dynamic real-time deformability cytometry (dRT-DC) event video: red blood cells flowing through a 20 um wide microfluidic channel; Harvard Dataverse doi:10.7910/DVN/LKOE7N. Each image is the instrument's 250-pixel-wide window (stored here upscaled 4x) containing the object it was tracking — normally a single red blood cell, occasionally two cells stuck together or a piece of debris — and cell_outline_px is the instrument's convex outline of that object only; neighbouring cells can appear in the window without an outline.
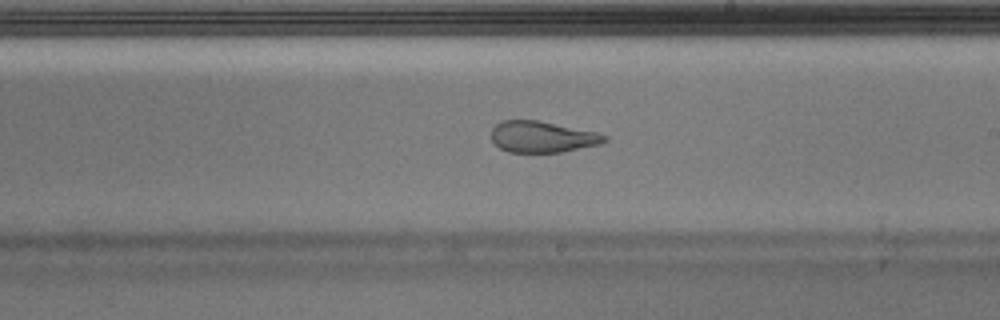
{"species": "Egyptian fruit bat (a non-hibernating species)", "species_latin": "Rousettus aegyptiacus", "temperature_condition": "warm", "stored_images_in_passage": 50, "camera_frame_rate_fps": 3000, "um_per_image_px": 0.085, "animal": {"sex": "male"}, "frame": {"image": 1, "passage_image": 29, "time_ms": 9.333, "image_size_px": [1000, 320], "cell_outline_px": [[608, 140], [600, 144], [560, 152], [508, 152], [500, 148], [492, 140], [492, 128], [500, 120], [536, 120], [596, 132], [608, 136]], "centroid_in_image_um": [46.08, 11.63], "position_along_channel_um": 242.9, "area_um2": 20.46}}